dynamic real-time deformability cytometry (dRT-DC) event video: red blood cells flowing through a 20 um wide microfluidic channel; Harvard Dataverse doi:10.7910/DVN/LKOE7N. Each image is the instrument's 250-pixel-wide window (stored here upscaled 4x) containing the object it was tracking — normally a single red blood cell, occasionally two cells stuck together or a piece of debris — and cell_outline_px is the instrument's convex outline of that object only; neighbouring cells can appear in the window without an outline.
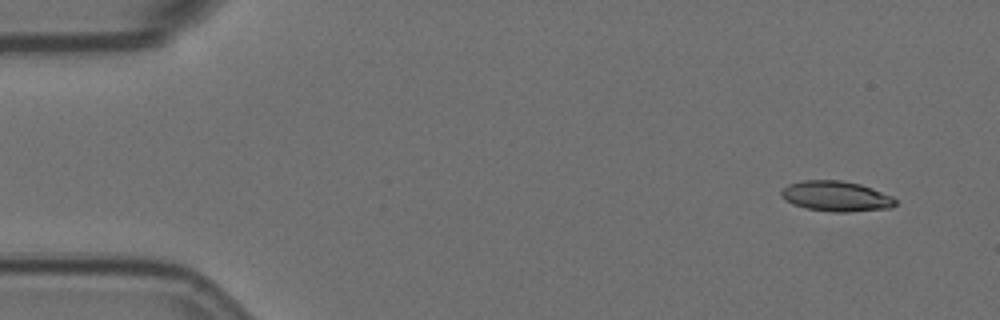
{"species": "Egyptian fruit bat (a non-hibernating species)", "species_latin": "Rousettus aegyptiacus", "temperature_condition": "room temperature", "stored_images_in_passage": 7, "camera_frame_rate_fps": 3000, "um_per_image_px": 0.085, "animal": {"sex": "female"}, "frame": {"image": 1, "passage_image": 1, "time_ms": 0.0, "image_size_px": [1000, 320], "cell_outline_px": [[896, 204], [892, 208], [848, 212], [832, 212], [808, 208], [792, 204], [784, 200], [780, 196], [780, 192], [788, 184], [800, 180], [844, 180], [860, 184], [872, 188], [892, 196], [896, 200]], "centroid_in_image_um": [71.06, 16.67], "position_along_channel_um": 13.9, "area_um2": 20.35}}
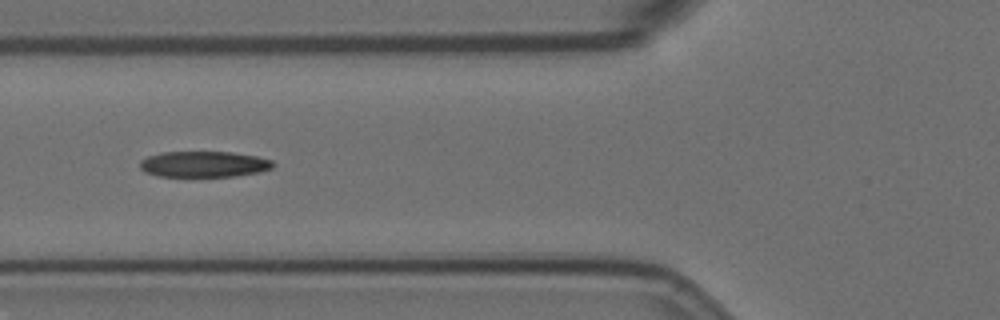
{"frame": {"image": 2, "passage_image": 5, "time_ms": 5.667, "image_size_px": [1000, 320], "cell_outline_px": [[276, 164], [272, 168], [260, 172], [236, 176], [156, 176], [144, 172], [140, 168], [140, 160], [148, 156], [160, 152], [232, 152], [256, 156], [272, 160]], "centroid_in_image_um": [17.33, 13.95], "position_along_channel_um": 108.5, "area_um2": 20.23}}
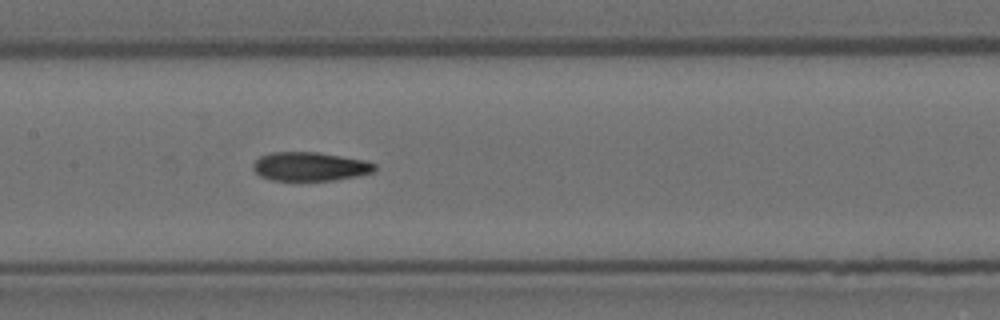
{"frame": {"image": 3, "passage_image": 7, "time_ms": 7.667, "image_size_px": [1000, 320], "cell_outline_px": [[376, 168], [372, 172], [356, 176], [336, 180], [272, 180], [260, 176], [252, 168], [252, 164], [260, 156], [272, 152], [316, 152], [364, 160], [376, 164]], "centroid_in_image_um": [26.32, 14.15], "position_along_channel_um": 181.1, "area_um2": 20.29}}